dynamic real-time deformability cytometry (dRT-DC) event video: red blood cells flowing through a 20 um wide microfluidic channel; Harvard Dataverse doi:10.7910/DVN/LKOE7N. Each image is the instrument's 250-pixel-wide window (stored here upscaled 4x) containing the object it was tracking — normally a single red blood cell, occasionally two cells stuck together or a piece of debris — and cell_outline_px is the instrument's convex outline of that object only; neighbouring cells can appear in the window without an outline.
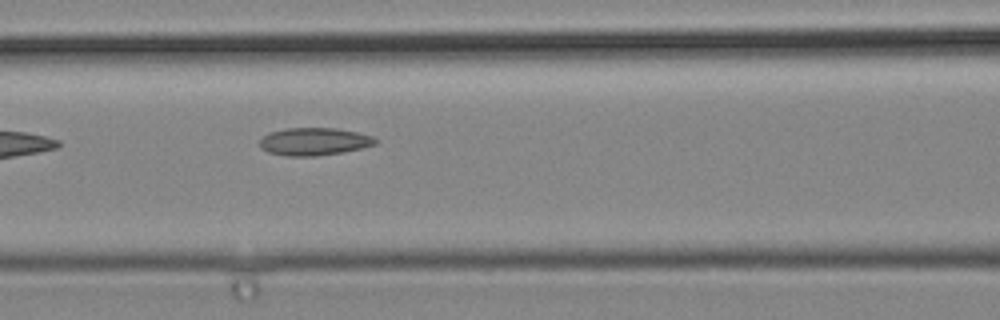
{"species": "common noctule bat (a hibernating species)", "species_latin": "Nyctalus noctula", "temperature_condition": "cold", "stored_images_in_passage": 4, "camera_frame_rate_fps": 3000, "um_per_image_px": 0.085, "animal": {"sex": "male", "body_mass_g": 19.2, "forearm_length_mm": 51.8}, "frame": {"image": 1, "passage_image": 4, "time_ms": 1.0, "image_size_px": [1000, 320], "cell_outline_px": [[376, 144], [344, 152], [316, 156], [284, 156], [268, 152], [260, 148], [260, 140], [268, 132], [284, 128], [336, 128], [356, 132], [372, 136], [376, 140]], "centroid_in_image_um": [26.66, 12.03], "position_along_channel_um": 139.9, "area_um2": 18.67}}